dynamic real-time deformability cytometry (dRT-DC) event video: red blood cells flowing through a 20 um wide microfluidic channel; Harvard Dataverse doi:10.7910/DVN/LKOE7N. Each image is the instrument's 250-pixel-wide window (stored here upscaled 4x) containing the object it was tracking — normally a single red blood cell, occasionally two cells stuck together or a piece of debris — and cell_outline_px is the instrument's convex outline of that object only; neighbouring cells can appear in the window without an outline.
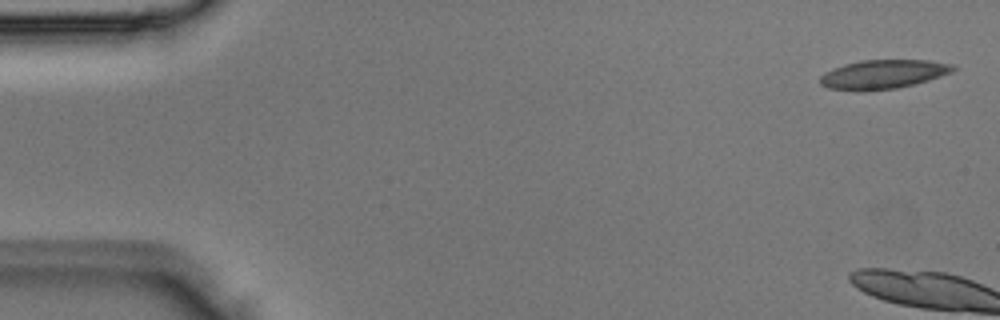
{"species": "Egyptian fruit bat (a non-hibernating species)", "species_latin": "Rousettus aegyptiacus", "temperature_condition": "room temperature", "stored_images_in_passage": 5, "camera_frame_rate_fps": 3000, "um_per_image_px": 0.085, "animal": {"sex": "male"}, "frame": {"image": 1, "passage_image": 5, "time_ms": 1.333, "image_size_px": [1000, 320], "cell_outline_px": [[956, 68], [952, 72], [928, 80], [896, 88], [864, 92], [828, 88], [820, 84], [820, 76], [824, 72], [832, 68], [844, 64], [860, 60], [928, 60], [956, 64]], "centroid_in_image_um": [75.04, 6.31], "position_along_channel_um": 10.0, "area_um2": 22.72}}